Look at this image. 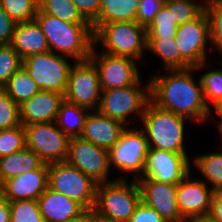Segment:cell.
<instances>
[{
	"mask_svg": "<svg viewBox=\"0 0 222 222\" xmlns=\"http://www.w3.org/2000/svg\"><path fill=\"white\" fill-rule=\"evenodd\" d=\"M185 119L188 118L158 108L149 101L142 120L149 148L186 153L184 145Z\"/></svg>",
	"mask_w": 222,
	"mask_h": 222,
	"instance_id": "3957f363",
	"label": "cell"
},
{
	"mask_svg": "<svg viewBox=\"0 0 222 222\" xmlns=\"http://www.w3.org/2000/svg\"><path fill=\"white\" fill-rule=\"evenodd\" d=\"M90 110L63 101L56 117V124L69 138L79 137L84 130V124Z\"/></svg>",
	"mask_w": 222,
	"mask_h": 222,
	"instance_id": "d4e9b609",
	"label": "cell"
},
{
	"mask_svg": "<svg viewBox=\"0 0 222 222\" xmlns=\"http://www.w3.org/2000/svg\"><path fill=\"white\" fill-rule=\"evenodd\" d=\"M178 26L172 16V8L164 5L146 28L147 39H174Z\"/></svg>",
	"mask_w": 222,
	"mask_h": 222,
	"instance_id": "f1b7e54d",
	"label": "cell"
},
{
	"mask_svg": "<svg viewBox=\"0 0 222 222\" xmlns=\"http://www.w3.org/2000/svg\"><path fill=\"white\" fill-rule=\"evenodd\" d=\"M164 5L172 8L174 20L182 25L194 20L204 11L205 0L202 3L194 0H165Z\"/></svg>",
	"mask_w": 222,
	"mask_h": 222,
	"instance_id": "d6a6232c",
	"label": "cell"
},
{
	"mask_svg": "<svg viewBox=\"0 0 222 222\" xmlns=\"http://www.w3.org/2000/svg\"><path fill=\"white\" fill-rule=\"evenodd\" d=\"M0 6L16 23H21L35 19L39 0H0Z\"/></svg>",
	"mask_w": 222,
	"mask_h": 222,
	"instance_id": "4dcf8cb0",
	"label": "cell"
},
{
	"mask_svg": "<svg viewBox=\"0 0 222 222\" xmlns=\"http://www.w3.org/2000/svg\"><path fill=\"white\" fill-rule=\"evenodd\" d=\"M174 39L179 48V69L195 68L199 71L206 67V44L210 41V32L205 11L194 20L179 25Z\"/></svg>",
	"mask_w": 222,
	"mask_h": 222,
	"instance_id": "52a82bcc",
	"label": "cell"
},
{
	"mask_svg": "<svg viewBox=\"0 0 222 222\" xmlns=\"http://www.w3.org/2000/svg\"><path fill=\"white\" fill-rule=\"evenodd\" d=\"M207 219L211 222H222V191L213 192L211 209Z\"/></svg>",
	"mask_w": 222,
	"mask_h": 222,
	"instance_id": "7bdbcfd3",
	"label": "cell"
},
{
	"mask_svg": "<svg viewBox=\"0 0 222 222\" xmlns=\"http://www.w3.org/2000/svg\"><path fill=\"white\" fill-rule=\"evenodd\" d=\"M44 162L40 157L25 147L11 155L0 158V186L11 178L25 172L39 169Z\"/></svg>",
	"mask_w": 222,
	"mask_h": 222,
	"instance_id": "603a6c76",
	"label": "cell"
},
{
	"mask_svg": "<svg viewBox=\"0 0 222 222\" xmlns=\"http://www.w3.org/2000/svg\"><path fill=\"white\" fill-rule=\"evenodd\" d=\"M197 222H211V221L208 220L207 218H205V219H199V220H197Z\"/></svg>",
	"mask_w": 222,
	"mask_h": 222,
	"instance_id": "c3c4849f",
	"label": "cell"
},
{
	"mask_svg": "<svg viewBox=\"0 0 222 222\" xmlns=\"http://www.w3.org/2000/svg\"><path fill=\"white\" fill-rule=\"evenodd\" d=\"M10 45L22 60L33 54L50 51L46 36L35 19L16 23Z\"/></svg>",
	"mask_w": 222,
	"mask_h": 222,
	"instance_id": "7402d4cb",
	"label": "cell"
},
{
	"mask_svg": "<svg viewBox=\"0 0 222 222\" xmlns=\"http://www.w3.org/2000/svg\"><path fill=\"white\" fill-rule=\"evenodd\" d=\"M48 187V164L6 180L0 186V194L8 201L36 200Z\"/></svg>",
	"mask_w": 222,
	"mask_h": 222,
	"instance_id": "ac0fdd59",
	"label": "cell"
},
{
	"mask_svg": "<svg viewBox=\"0 0 222 222\" xmlns=\"http://www.w3.org/2000/svg\"><path fill=\"white\" fill-rule=\"evenodd\" d=\"M128 222H166L162 217L151 207L144 204L142 201L135 208L134 214Z\"/></svg>",
	"mask_w": 222,
	"mask_h": 222,
	"instance_id": "ab89813d",
	"label": "cell"
},
{
	"mask_svg": "<svg viewBox=\"0 0 222 222\" xmlns=\"http://www.w3.org/2000/svg\"><path fill=\"white\" fill-rule=\"evenodd\" d=\"M164 2L165 0H140L136 14V22L147 28L156 14L164 6Z\"/></svg>",
	"mask_w": 222,
	"mask_h": 222,
	"instance_id": "f35d334b",
	"label": "cell"
},
{
	"mask_svg": "<svg viewBox=\"0 0 222 222\" xmlns=\"http://www.w3.org/2000/svg\"><path fill=\"white\" fill-rule=\"evenodd\" d=\"M141 202L137 180L116 178L108 183L97 184L94 211L101 217L114 222H128Z\"/></svg>",
	"mask_w": 222,
	"mask_h": 222,
	"instance_id": "5b68a950",
	"label": "cell"
},
{
	"mask_svg": "<svg viewBox=\"0 0 222 222\" xmlns=\"http://www.w3.org/2000/svg\"><path fill=\"white\" fill-rule=\"evenodd\" d=\"M194 165L209 182L213 191H222V151L195 156Z\"/></svg>",
	"mask_w": 222,
	"mask_h": 222,
	"instance_id": "4316f807",
	"label": "cell"
},
{
	"mask_svg": "<svg viewBox=\"0 0 222 222\" xmlns=\"http://www.w3.org/2000/svg\"><path fill=\"white\" fill-rule=\"evenodd\" d=\"M20 125L19 106L0 88V130Z\"/></svg>",
	"mask_w": 222,
	"mask_h": 222,
	"instance_id": "74e56055",
	"label": "cell"
},
{
	"mask_svg": "<svg viewBox=\"0 0 222 222\" xmlns=\"http://www.w3.org/2000/svg\"><path fill=\"white\" fill-rule=\"evenodd\" d=\"M48 187L77 201L86 210L94 209L97 183L66 161L48 164Z\"/></svg>",
	"mask_w": 222,
	"mask_h": 222,
	"instance_id": "8992f818",
	"label": "cell"
},
{
	"mask_svg": "<svg viewBox=\"0 0 222 222\" xmlns=\"http://www.w3.org/2000/svg\"><path fill=\"white\" fill-rule=\"evenodd\" d=\"M158 55L165 70L179 69V48L175 39H147V52Z\"/></svg>",
	"mask_w": 222,
	"mask_h": 222,
	"instance_id": "f546056e",
	"label": "cell"
},
{
	"mask_svg": "<svg viewBox=\"0 0 222 222\" xmlns=\"http://www.w3.org/2000/svg\"><path fill=\"white\" fill-rule=\"evenodd\" d=\"M16 22L0 6V45H9Z\"/></svg>",
	"mask_w": 222,
	"mask_h": 222,
	"instance_id": "60d3db41",
	"label": "cell"
},
{
	"mask_svg": "<svg viewBox=\"0 0 222 222\" xmlns=\"http://www.w3.org/2000/svg\"><path fill=\"white\" fill-rule=\"evenodd\" d=\"M64 95L55 91L40 90L19 105L20 124L54 122Z\"/></svg>",
	"mask_w": 222,
	"mask_h": 222,
	"instance_id": "d6986e66",
	"label": "cell"
},
{
	"mask_svg": "<svg viewBox=\"0 0 222 222\" xmlns=\"http://www.w3.org/2000/svg\"><path fill=\"white\" fill-rule=\"evenodd\" d=\"M35 20L46 36L51 52L59 51L75 61L89 59L95 47L92 24H72L62 21L44 13L40 8Z\"/></svg>",
	"mask_w": 222,
	"mask_h": 222,
	"instance_id": "7a4b0ae2",
	"label": "cell"
},
{
	"mask_svg": "<svg viewBox=\"0 0 222 222\" xmlns=\"http://www.w3.org/2000/svg\"><path fill=\"white\" fill-rule=\"evenodd\" d=\"M203 97L206 105L210 108L209 100L212 104L222 96V69L207 71L200 77Z\"/></svg>",
	"mask_w": 222,
	"mask_h": 222,
	"instance_id": "8d00e7d4",
	"label": "cell"
},
{
	"mask_svg": "<svg viewBox=\"0 0 222 222\" xmlns=\"http://www.w3.org/2000/svg\"><path fill=\"white\" fill-rule=\"evenodd\" d=\"M37 202L45 222H69L86 211L77 201L49 187L37 199Z\"/></svg>",
	"mask_w": 222,
	"mask_h": 222,
	"instance_id": "44dd1931",
	"label": "cell"
},
{
	"mask_svg": "<svg viewBox=\"0 0 222 222\" xmlns=\"http://www.w3.org/2000/svg\"><path fill=\"white\" fill-rule=\"evenodd\" d=\"M150 81V101L158 108L184 116L199 123H207L209 107L206 105L200 78L194 80L195 68L166 70ZM170 71V72H168ZM169 75V76H168Z\"/></svg>",
	"mask_w": 222,
	"mask_h": 222,
	"instance_id": "6da1fadb",
	"label": "cell"
},
{
	"mask_svg": "<svg viewBox=\"0 0 222 222\" xmlns=\"http://www.w3.org/2000/svg\"><path fill=\"white\" fill-rule=\"evenodd\" d=\"M149 146L142 129L123 131L117 143L108 150L109 164L125 173H135L134 180L143 175Z\"/></svg>",
	"mask_w": 222,
	"mask_h": 222,
	"instance_id": "30bf717a",
	"label": "cell"
},
{
	"mask_svg": "<svg viewBox=\"0 0 222 222\" xmlns=\"http://www.w3.org/2000/svg\"><path fill=\"white\" fill-rule=\"evenodd\" d=\"M213 192L203 180H191L189 173L177 188L178 209L184 219L208 218Z\"/></svg>",
	"mask_w": 222,
	"mask_h": 222,
	"instance_id": "e0dca14e",
	"label": "cell"
},
{
	"mask_svg": "<svg viewBox=\"0 0 222 222\" xmlns=\"http://www.w3.org/2000/svg\"><path fill=\"white\" fill-rule=\"evenodd\" d=\"M181 222H197V220H187V219H185V220H183Z\"/></svg>",
	"mask_w": 222,
	"mask_h": 222,
	"instance_id": "681fc988",
	"label": "cell"
},
{
	"mask_svg": "<svg viewBox=\"0 0 222 222\" xmlns=\"http://www.w3.org/2000/svg\"><path fill=\"white\" fill-rule=\"evenodd\" d=\"M22 61L10 44L0 45V88H3L9 78L22 67Z\"/></svg>",
	"mask_w": 222,
	"mask_h": 222,
	"instance_id": "d590c367",
	"label": "cell"
},
{
	"mask_svg": "<svg viewBox=\"0 0 222 222\" xmlns=\"http://www.w3.org/2000/svg\"><path fill=\"white\" fill-rule=\"evenodd\" d=\"M26 147V132L23 125L0 130V158Z\"/></svg>",
	"mask_w": 222,
	"mask_h": 222,
	"instance_id": "e575fe53",
	"label": "cell"
},
{
	"mask_svg": "<svg viewBox=\"0 0 222 222\" xmlns=\"http://www.w3.org/2000/svg\"><path fill=\"white\" fill-rule=\"evenodd\" d=\"M219 127V133H221L222 134V123L220 124V125H218Z\"/></svg>",
	"mask_w": 222,
	"mask_h": 222,
	"instance_id": "f907efd6",
	"label": "cell"
},
{
	"mask_svg": "<svg viewBox=\"0 0 222 222\" xmlns=\"http://www.w3.org/2000/svg\"><path fill=\"white\" fill-rule=\"evenodd\" d=\"M22 66L41 90L65 95L73 65L67 62L64 55L51 51L33 54L22 61Z\"/></svg>",
	"mask_w": 222,
	"mask_h": 222,
	"instance_id": "9c48e42d",
	"label": "cell"
},
{
	"mask_svg": "<svg viewBox=\"0 0 222 222\" xmlns=\"http://www.w3.org/2000/svg\"><path fill=\"white\" fill-rule=\"evenodd\" d=\"M26 147L46 163L64 162L68 154L69 137L56 122L25 125Z\"/></svg>",
	"mask_w": 222,
	"mask_h": 222,
	"instance_id": "8fae6325",
	"label": "cell"
},
{
	"mask_svg": "<svg viewBox=\"0 0 222 222\" xmlns=\"http://www.w3.org/2000/svg\"><path fill=\"white\" fill-rule=\"evenodd\" d=\"M126 128L127 125L123 122L93 110V113L90 111L86 117L81 137L98 147L109 150L117 143Z\"/></svg>",
	"mask_w": 222,
	"mask_h": 222,
	"instance_id": "ffe728a7",
	"label": "cell"
},
{
	"mask_svg": "<svg viewBox=\"0 0 222 222\" xmlns=\"http://www.w3.org/2000/svg\"><path fill=\"white\" fill-rule=\"evenodd\" d=\"M204 11L209 22L210 43L222 53V0H205Z\"/></svg>",
	"mask_w": 222,
	"mask_h": 222,
	"instance_id": "1f68e13d",
	"label": "cell"
},
{
	"mask_svg": "<svg viewBox=\"0 0 222 222\" xmlns=\"http://www.w3.org/2000/svg\"><path fill=\"white\" fill-rule=\"evenodd\" d=\"M94 222H114V221L101 217L94 211Z\"/></svg>",
	"mask_w": 222,
	"mask_h": 222,
	"instance_id": "7dc6e473",
	"label": "cell"
},
{
	"mask_svg": "<svg viewBox=\"0 0 222 222\" xmlns=\"http://www.w3.org/2000/svg\"><path fill=\"white\" fill-rule=\"evenodd\" d=\"M150 101V81L142 88L141 81L136 85L123 88L101 90V99L98 111L107 117L119 120L125 125L127 116H143L144 109Z\"/></svg>",
	"mask_w": 222,
	"mask_h": 222,
	"instance_id": "ba28073f",
	"label": "cell"
},
{
	"mask_svg": "<svg viewBox=\"0 0 222 222\" xmlns=\"http://www.w3.org/2000/svg\"><path fill=\"white\" fill-rule=\"evenodd\" d=\"M69 222H94V210H86L79 217L74 218Z\"/></svg>",
	"mask_w": 222,
	"mask_h": 222,
	"instance_id": "f6af8a7d",
	"label": "cell"
},
{
	"mask_svg": "<svg viewBox=\"0 0 222 222\" xmlns=\"http://www.w3.org/2000/svg\"><path fill=\"white\" fill-rule=\"evenodd\" d=\"M97 53L93 47L89 59L97 68L101 90L128 87L141 80L137 60L105 52Z\"/></svg>",
	"mask_w": 222,
	"mask_h": 222,
	"instance_id": "5bb4252c",
	"label": "cell"
},
{
	"mask_svg": "<svg viewBox=\"0 0 222 222\" xmlns=\"http://www.w3.org/2000/svg\"><path fill=\"white\" fill-rule=\"evenodd\" d=\"M212 105L209 108L208 118L211 119L210 117L213 115L212 109H211L213 107L215 112L217 113V116L220 118V122H219V125H220L222 123V96L218 98Z\"/></svg>",
	"mask_w": 222,
	"mask_h": 222,
	"instance_id": "bcb514c9",
	"label": "cell"
},
{
	"mask_svg": "<svg viewBox=\"0 0 222 222\" xmlns=\"http://www.w3.org/2000/svg\"><path fill=\"white\" fill-rule=\"evenodd\" d=\"M10 222H45L36 200L9 202Z\"/></svg>",
	"mask_w": 222,
	"mask_h": 222,
	"instance_id": "836d02e7",
	"label": "cell"
},
{
	"mask_svg": "<svg viewBox=\"0 0 222 222\" xmlns=\"http://www.w3.org/2000/svg\"><path fill=\"white\" fill-rule=\"evenodd\" d=\"M100 99L101 89L97 68L90 59L75 61L69 72L64 100L93 111L98 109Z\"/></svg>",
	"mask_w": 222,
	"mask_h": 222,
	"instance_id": "7c38bea8",
	"label": "cell"
},
{
	"mask_svg": "<svg viewBox=\"0 0 222 222\" xmlns=\"http://www.w3.org/2000/svg\"><path fill=\"white\" fill-rule=\"evenodd\" d=\"M3 89L18 106L41 90L23 66L9 78Z\"/></svg>",
	"mask_w": 222,
	"mask_h": 222,
	"instance_id": "484cf974",
	"label": "cell"
},
{
	"mask_svg": "<svg viewBox=\"0 0 222 222\" xmlns=\"http://www.w3.org/2000/svg\"><path fill=\"white\" fill-rule=\"evenodd\" d=\"M92 28L94 46L101 43L105 53L139 60L147 50L146 28L136 21L92 24Z\"/></svg>",
	"mask_w": 222,
	"mask_h": 222,
	"instance_id": "277c9868",
	"label": "cell"
},
{
	"mask_svg": "<svg viewBox=\"0 0 222 222\" xmlns=\"http://www.w3.org/2000/svg\"><path fill=\"white\" fill-rule=\"evenodd\" d=\"M82 16L92 23L97 17L100 10L101 0H72Z\"/></svg>",
	"mask_w": 222,
	"mask_h": 222,
	"instance_id": "b9f144b4",
	"label": "cell"
},
{
	"mask_svg": "<svg viewBox=\"0 0 222 222\" xmlns=\"http://www.w3.org/2000/svg\"><path fill=\"white\" fill-rule=\"evenodd\" d=\"M140 0H101L98 17L91 24L136 21Z\"/></svg>",
	"mask_w": 222,
	"mask_h": 222,
	"instance_id": "cb8c5ba5",
	"label": "cell"
},
{
	"mask_svg": "<svg viewBox=\"0 0 222 222\" xmlns=\"http://www.w3.org/2000/svg\"><path fill=\"white\" fill-rule=\"evenodd\" d=\"M141 201L153 208L166 222H181L184 217L178 209V185L163 183L148 178H138Z\"/></svg>",
	"mask_w": 222,
	"mask_h": 222,
	"instance_id": "2e32d148",
	"label": "cell"
},
{
	"mask_svg": "<svg viewBox=\"0 0 222 222\" xmlns=\"http://www.w3.org/2000/svg\"><path fill=\"white\" fill-rule=\"evenodd\" d=\"M39 8L62 21L72 24H91L82 16L72 0H39Z\"/></svg>",
	"mask_w": 222,
	"mask_h": 222,
	"instance_id": "83f0119b",
	"label": "cell"
},
{
	"mask_svg": "<svg viewBox=\"0 0 222 222\" xmlns=\"http://www.w3.org/2000/svg\"><path fill=\"white\" fill-rule=\"evenodd\" d=\"M65 161L79 169L97 184L116 180L108 179L111 169L108 150L92 144L81 136L69 139L68 154Z\"/></svg>",
	"mask_w": 222,
	"mask_h": 222,
	"instance_id": "4fadbf2b",
	"label": "cell"
},
{
	"mask_svg": "<svg viewBox=\"0 0 222 222\" xmlns=\"http://www.w3.org/2000/svg\"><path fill=\"white\" fill-rule=\"evenodd\" d=\"M187 153L149 148L140 178L178 185L190 172Z\"/></svg>",
	"mask_w": 222,
	"mask_h": 222,
	"instance_id": "9a60e30c",
	"label": "cell"
},
{
	"mask_svg": "<svg viewBox=\"0 0 222 222\" xmlns=\"http://www.w3.org/2000/svg\"><path fill=\"white\" fill-rule=\"evenodd\" d=\"M0 222H10L9 202L0 194Z\"/></svg>",
	"mask_w": 222,
	"mask_h": 222,
	"instance_id": "ee69618b",
	"label": "cell"
}]
</instances>
